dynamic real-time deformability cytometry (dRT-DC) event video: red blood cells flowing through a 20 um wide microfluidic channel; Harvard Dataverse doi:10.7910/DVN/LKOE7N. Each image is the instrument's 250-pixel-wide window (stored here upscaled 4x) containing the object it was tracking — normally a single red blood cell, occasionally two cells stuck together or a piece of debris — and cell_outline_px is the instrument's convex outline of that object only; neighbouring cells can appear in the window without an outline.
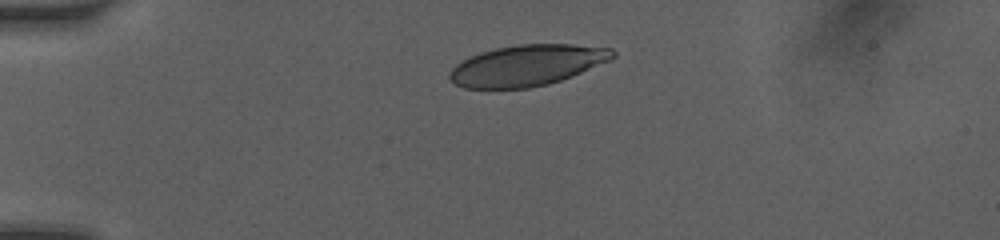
{"species": "human", "species_latin": "Homo sapiens", "temperature_condition": "room temperature", "stored_images_in_passage": 26, "camera_frame_rate_fps": 3000, "um_per_image_px": 0.085, "donor": {"sex": "female"}, "frame": {"image": 1, "passage_image": 1, "time_ms": 0.0, "image_size_px": [1000, 240], "cell_outline_px": [[616, 56], [612, 60], [572, 76], [548, 84], [528, 88], [464, 88], [456, 84], [448, 76], [452, 68], [456, 64], [472, 56], [496, 48], [520, 44], [572, 44], [612, 48], [616, 52]], "centroid_in_image_um": [44.86, 5.55], "position_along_channel_um": 40.1, "area_um2": 38.73}}
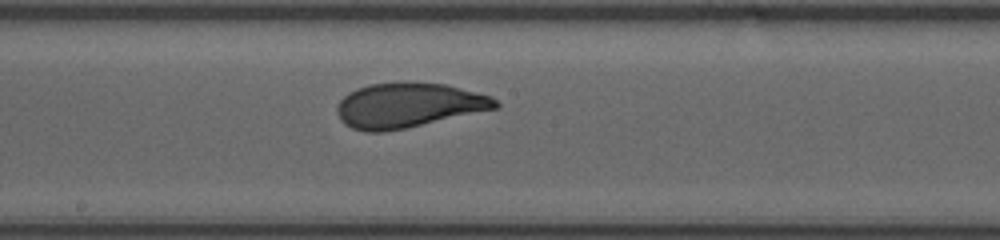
{"frame": {"image": 2, "passage_image": 12, "time_ms": 5.333, "image_size_px": [1000, 240], "cell_outline_px": [[500, 104], [496, 108], [404, 128], [384, 132], [364, 132], [352, 128], [344, 124], [340, 120], [336, 112], [336, 104], [348, 92], [356, 88], [368, 84], [404, 80], [444, 84], [492, 96]], "centroid_in_image_um": [34.63, 8.92], "position_along_channel_um": 213.6, "area_um2": 41.62}}
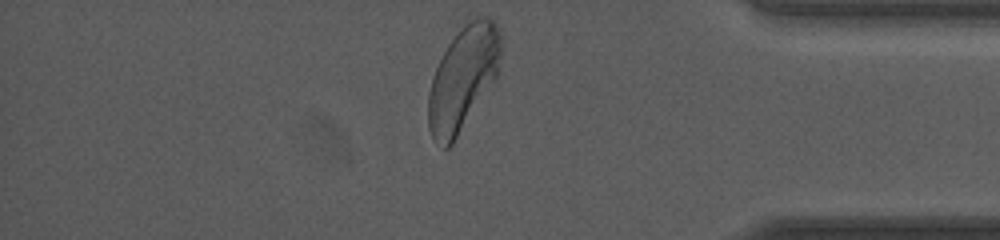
{"frame": {"image": 3, "passage_image": 26, "time_ms": 10.333, "image_size_px": [1000, 240], "cell_outline_px": [[504, 48], [500, 72], [496, 80], [452, 144], [448, 148], [444, 148], [432, 140], [428, 128], [428, 92], [432, 76], [448, 44], [464, 24], [480, 16], [488, 16], [496, 24], [500, 32]], "centroid_in_image_um": [39.4, 6.66], "position_along_channel_um": 395.8, "area_um2": 44.74}, "authors_computed_cell_mechanics": {"area_um2": 41.6449, "velocity_mm_per_s": 4.0808, "shape_relaxation_time_tau1_ms": 2.8755, "shape_relaxation_time_tau2_ms": null, "deformation_change_tau1": 0.1282, "deformation_change_tau2": null}}